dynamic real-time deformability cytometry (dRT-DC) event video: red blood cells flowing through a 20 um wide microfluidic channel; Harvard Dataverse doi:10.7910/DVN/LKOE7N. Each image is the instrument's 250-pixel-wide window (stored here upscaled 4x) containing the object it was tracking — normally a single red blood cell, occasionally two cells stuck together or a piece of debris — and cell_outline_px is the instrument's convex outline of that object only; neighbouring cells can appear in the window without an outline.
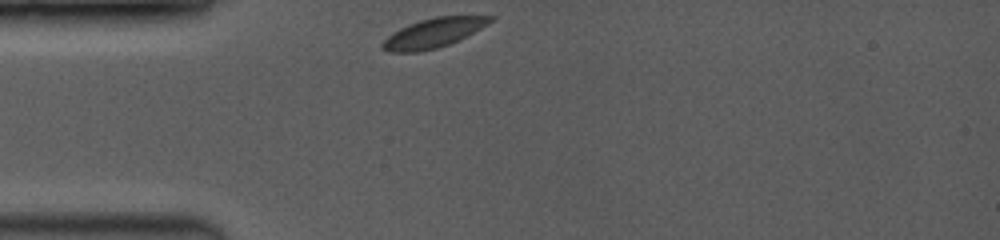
{"species": "common noctule bat (a hibernating species)", "species_latin": "Nyctalus noctula", "temperature_condition": "room temperature", "stored_images_in_passage": 9, "camera_frame_rate_fps": 3500, "um_per_image_px": 0.085, "animal": {"sex": "female", "body_mass_g": 19.0, "forearm_length_mm": 53.3}, "frame": {"image": 1, "passage_image": 1, "time_ms": 0.0, "image_size_px": [1000, 240], "cell_outline_px": [[496, 16], [492, 20], [480, 28], [448, 44], [436, 48], [420, 52], [388, 52], [380, 48], [380, 44], [392, 32], [408, 24], [420, 20], [436, 16]], "centroid_in_image_um": [36.75, 2.81], "position_along_channel_um": 48.3, "area_um2": 18.15}}
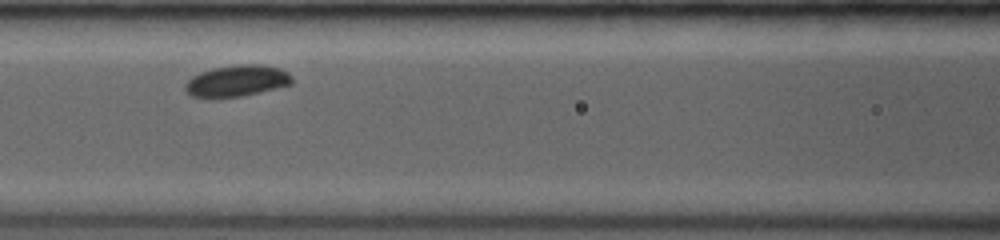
{"frame": {"image": 2, "passage_image": 4, "time_ms": 2.857, "image_size_px": [1000, 240], "cell_outline_px": [[292, 84], [244, 96], [216, 100], [192, 96], [184, 88], [184, 84], [192, 76], [200, 72], [212, 68], [240, 64], [264, 64], [280, 68], [288, 72], [292, 76]], "centroid_in_image_um": [20.11, 6.89], "position_along_channel_um": 146.5, "area_um2": 20.11}}
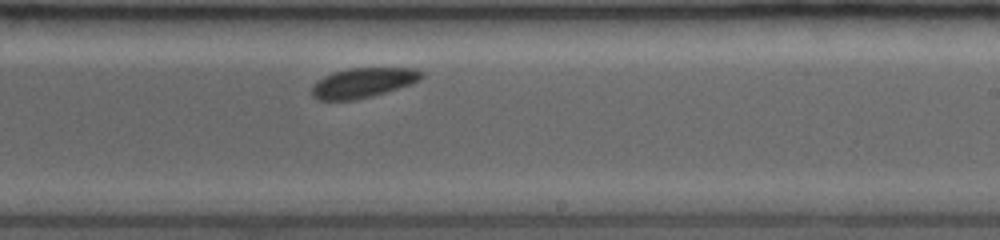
{"frame": {"image": 3, "passage_image": 8, "time_ms": 5.714, "image_size_px": [1000, 240], "cell_outline_px": [[424, 76], [420, 80], [412, 84], [372, 96], [352, 100], [316, 100], [312, 96], [312, 84], [316, 80], [332, 72], [348, 68], [416, 68], [424, 72]], "centroid_in_image_um": [30.85, 7.03], "position_along_channel_um": 258.1, "area_um2": 19.31}}